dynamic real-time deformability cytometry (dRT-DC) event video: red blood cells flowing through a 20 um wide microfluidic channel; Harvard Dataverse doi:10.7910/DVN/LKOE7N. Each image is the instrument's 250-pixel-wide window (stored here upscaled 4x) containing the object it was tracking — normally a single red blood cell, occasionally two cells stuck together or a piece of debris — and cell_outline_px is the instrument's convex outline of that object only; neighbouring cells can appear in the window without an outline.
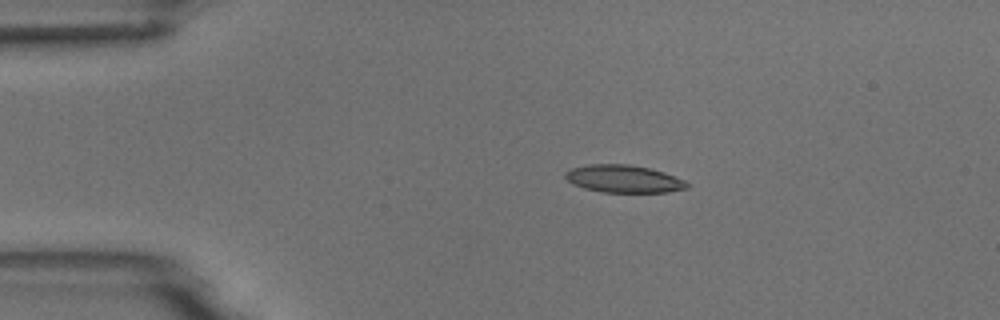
{"species": "common noctule bat (a hibernating species)", "species_latin": "Nyctalus noctula", "temperature_condition": "room temperature", "stored_images_in_passage": 7, "camera_frame_rate_fps": 3000, "um_per_image_px": 0.085, "animal": {"sex": "male", "body_mass_g": 18.8}, "frame": {"image": 1, "passage_image": 2, "time_ms": 1.0, "image_size_px": [1000, 320], "cell_outline_px": [[688, 188], [668, 192], [604, 192], [584, 188], [572, 184], [564, 176], [564, 172], [572, 168], [588, 164], [628, 164], [648, 168], [664, 172], [684, 180], [688, 184]], "centroid_in_image_um": [52.99, 15.2], "position_along_channel_um": 32.0, "area_um2": 19.48}}
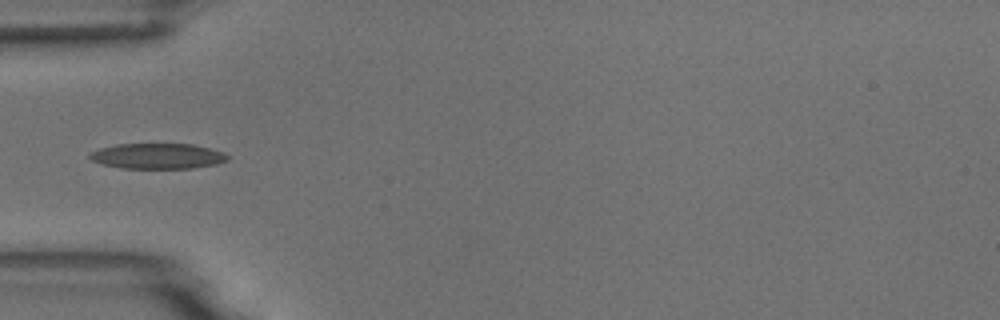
{"frame": {"image": 2, "passage_image": 4, "time_ms": 3.333, "image_size_px": [1000, 320], "cell_outline_px": [[228, 160], [216, 164], [192, 168], [124, 168], [104, 164], [92, 160], [88, 156], [92, 152], [100, 148], [116, 144], [192, 144], [224, 152], [228, 156]], "centroid_in_image_um": [13.42, 13.26], "position_along_channel_um": 71.6, "area_um2": 20.23}}